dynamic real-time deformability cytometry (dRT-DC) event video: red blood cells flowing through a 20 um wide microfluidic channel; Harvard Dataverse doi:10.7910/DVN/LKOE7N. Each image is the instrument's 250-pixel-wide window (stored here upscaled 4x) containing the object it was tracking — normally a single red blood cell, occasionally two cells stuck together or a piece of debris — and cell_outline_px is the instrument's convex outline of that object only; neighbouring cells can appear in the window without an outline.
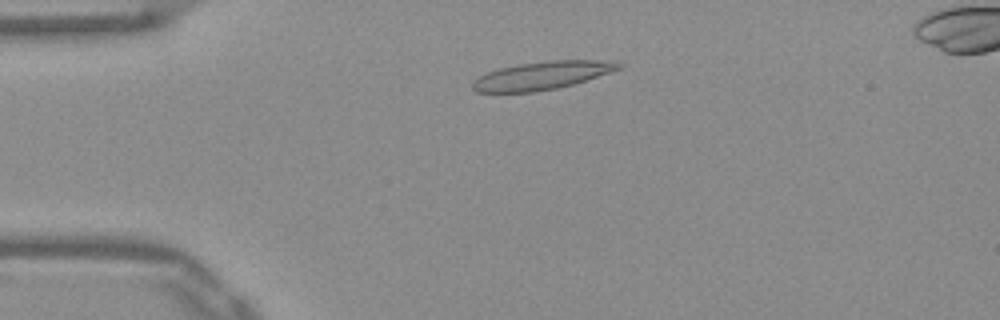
{"species": "Egyptian fruit bat (a non-hibernating species)", "species_latin": "Rousettus aegyptiacus", "temperature_condition": "warm", "stored_images_in_passage": 50, "camera_frame_rate_fps": 3000, "um_per_image_px": 0.085, "frame": {"image": 1, "passage_image": 10, "time_ms": 3.0, "image_size_px": [1000, 320], "cell_outline_px": [[624, 68], [612, 72], [572, 84], [556, 88], [532, 92], [476, 92], [472, 88], [472, 80], [488, 72], [500, 68], [520, 64], [552, 60], [616, 60], [624, 64]], "centroid_in_image_um": [46.14, 6.41], "position_along_channel_um": 38.9, "area_um2": 23.93}}
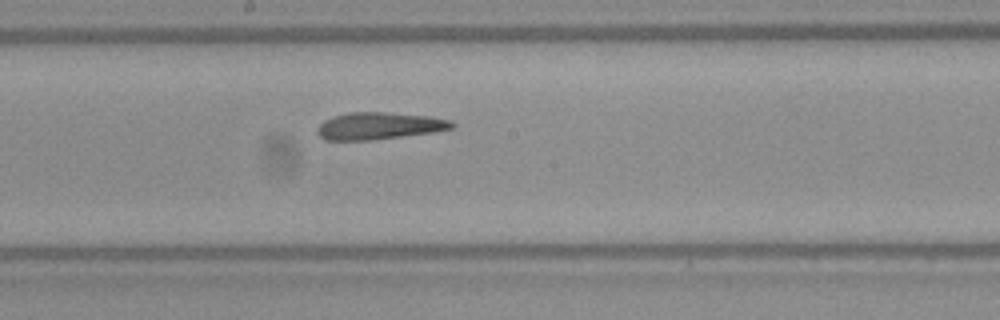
{"frame": {"image": 2, "passage_image": 26, "time_ms": 8.333, "image_size_px": [1000, 320], "cell_outline_px": [[456, 124], [452, 128], [432, 132], [368, 140], [324, 140], [316, 132], [320, 124], [324, 120], [332, 116], [348, 112], [384, 112], [428, 116], [452, 120]], "centroid_in_image_um": [32.2, 10.69], "position_along_channel_um": 216.0, "area_um2": 21.1}}
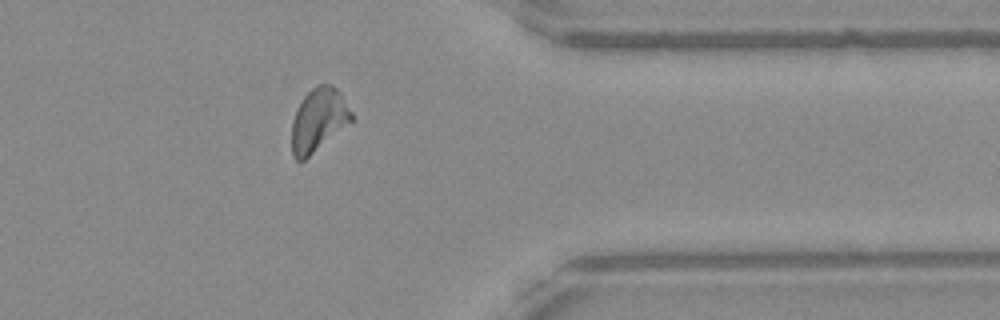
{"frame": {"image": 3, "passage_image": 40, "time_ms": 13.0, "image_size_px": [1000, 320], "cell_outline_px": [[352, 120], [304, 160], [296, 160], [292, 156], [292, 120], [296, 108], [304, 96], [316, 84], [332, 84], [340, 92], [352, 112]], "centroid_in_image_um": [27.04, 10.16], "position_along_channel_um": 384.4, "area_um2": 21.73}, "authors_computed_cell_mechanics": {"area_um2": 21.5594, "velocity_mm_per_s": 3.9028, "shape_relaxation_time_tau1_ms": null, "shape_relaxation_time_tau2_ms": 4.4961, "deformation_change_tau1": null, "deformation_change_tau2": 0.1509}}